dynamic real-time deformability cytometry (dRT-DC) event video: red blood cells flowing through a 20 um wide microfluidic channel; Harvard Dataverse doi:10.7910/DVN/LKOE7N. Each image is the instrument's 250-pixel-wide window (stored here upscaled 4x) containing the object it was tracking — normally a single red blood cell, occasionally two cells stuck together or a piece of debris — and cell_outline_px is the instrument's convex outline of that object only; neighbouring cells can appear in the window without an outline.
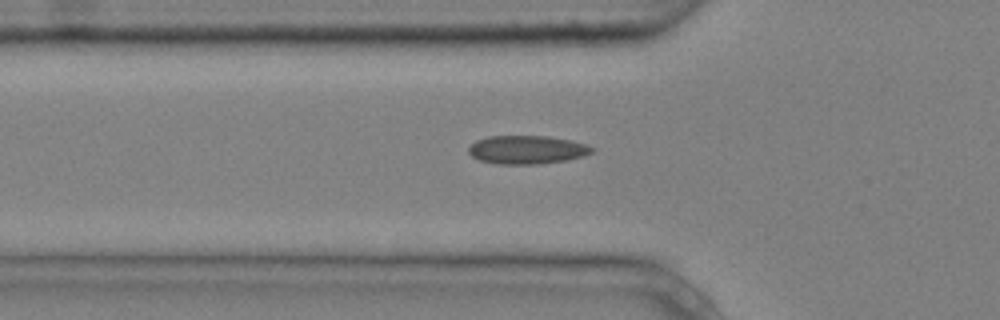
{"species": "common noctule bat (a hibernating species)", "species_latin": "Nyctalus noctula", "temperature_condition": "cold", "stored_images_in_passage": 5, "camera_frame_rate_fps": 3000, "um_per_image_px": 0.085, "animal": {"sex": "male", "body_mass_g": 20.4}, "frame": {"image": 1, "passage_image": 5, "time_ms": 1.333, "image_size_px": [1000, 320], "cell_outline_px": [[596, 148], [592, 152], [584, 156], [564, 160], [536, 164], [496, 164], [480, 160], [472, 156], [468, 152], [468, 148], [476, 140], [488, 136], [544, 136], [572, 140]], "centroid_in_image_um": [44.78, 12.72], "position_along_channel_um": 81.0, "area_um2": 20.35}}